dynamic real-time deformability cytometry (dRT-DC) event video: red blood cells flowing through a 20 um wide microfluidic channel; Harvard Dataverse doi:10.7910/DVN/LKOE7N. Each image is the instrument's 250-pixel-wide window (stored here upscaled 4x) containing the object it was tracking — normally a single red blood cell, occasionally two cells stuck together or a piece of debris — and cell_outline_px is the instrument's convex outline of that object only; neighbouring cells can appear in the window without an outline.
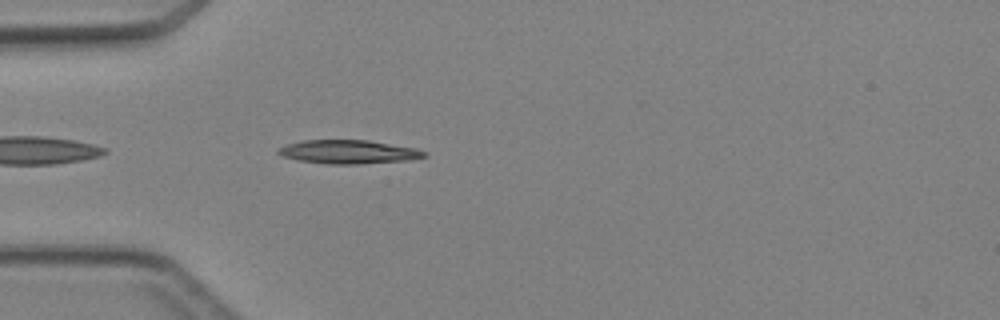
{"species": "Egyptian fruit bat (a non-hibernating species)", "species_latin": "Rousettus aegyptiacus", "temperature_condition": "cold", "stored_images_in_passage": 5, "camera_frame_rate_fps": 3000, "um_per_image_px": 0.085, "animal": {"sex": "female"}, "frame": {"image": 1, "passage_image": 2, "time_ms": 0.333, "image_size_px": [1000, 320], "cell_outline_px": [[428, 156], [408, 160], [360, 164], [328, 164], [300, 160], [284, 156], [276, 152], [280, 148], [288, 144], [304, 140], [368, 140], [416, 148], [428, 152]], "centroid_in_image_um": [29.69, 12.91], "position_along_channel_um": 55.3, "area_um2": 20.0}}